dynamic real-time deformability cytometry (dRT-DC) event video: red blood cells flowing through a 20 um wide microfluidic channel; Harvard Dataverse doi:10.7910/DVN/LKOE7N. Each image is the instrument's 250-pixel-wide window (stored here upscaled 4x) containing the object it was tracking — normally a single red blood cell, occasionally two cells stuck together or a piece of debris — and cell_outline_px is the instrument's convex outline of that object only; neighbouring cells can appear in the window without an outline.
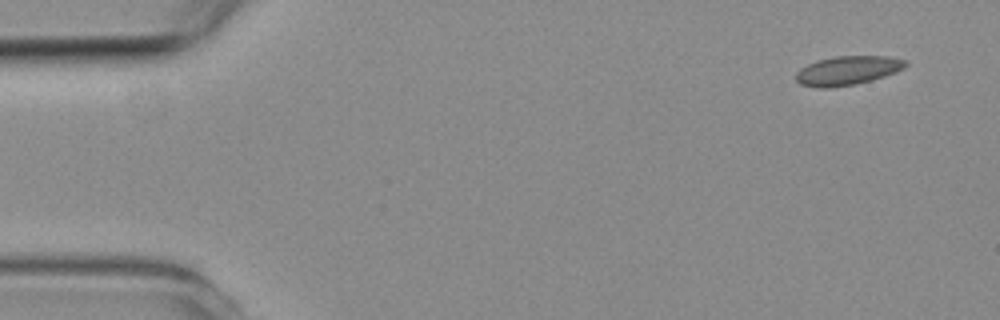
{"species": "common noctule bat (a hibernating species)", "species_latin": "Nyctalus noctula", "temperature_condition": "room temperature", "stored_images_in_passage": 4, "camera_frame_rate_fps": 3000, "um_per_image_px": 0.085, "animal": {"sex": "female", "body_mass_g": 19.3, "forearm_length_mm": 54.1}, "frame": {"image": 1, "passage_image": 1, "time_ms": 0.0, "image_size_px": [1000, 320], "cell_outline_px": [[908, 64], [904, 68], [896, 72], [872, 80], [856, 84], [828, 88], [820, 88], [800, 84], [796, 80], [796, 72], [800, 68], [808, 64], [820, 60], [836, 56], [888, 56], [908, 60]], "centroid_in_image_um": [72.07, 5.99], "position_along_channel_um": 12.9, "area_um2": 18.55}}